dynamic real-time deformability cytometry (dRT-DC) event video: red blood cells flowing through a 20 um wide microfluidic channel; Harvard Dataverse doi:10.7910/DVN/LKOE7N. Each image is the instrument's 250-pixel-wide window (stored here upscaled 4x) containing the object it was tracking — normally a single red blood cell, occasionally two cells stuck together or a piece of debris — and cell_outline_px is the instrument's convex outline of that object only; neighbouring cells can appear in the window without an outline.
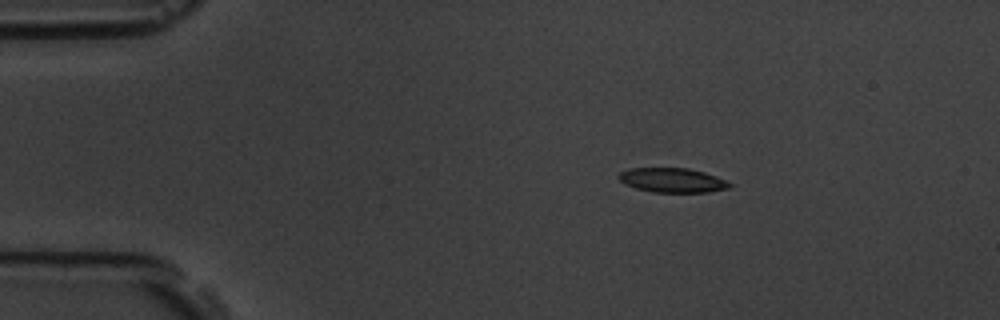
{"species": "common noctule bat (a hibernating species)", "species_latin": "Nyctalus noctula", "temperature_condition": "room temperature", "stored_images_in_passage": 3, "camera_frame_rate_fps": 3000, "um_per_image_px": 0.085, "animal": {"sex": "male", "body_mass_g": 19.5, "forearm_length_mm": 54.6}, "frame": {"image": 1, "passage_image": 2, "time_ms": 1.0, "image_size_px": [1000, 320], "cell_outline_px": [[732, 184], [728, 188], [708, 192], [652, 192], [636, 188], [624, 184], [616, 176], [620, 172], [628, 168], [688, 168], [704, 172], [716, 176]], "centroid_in_image_um": [57.1, 15.31], "position_along_channel_um": 27.9, "area_um2": 15.78}}